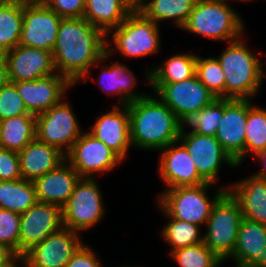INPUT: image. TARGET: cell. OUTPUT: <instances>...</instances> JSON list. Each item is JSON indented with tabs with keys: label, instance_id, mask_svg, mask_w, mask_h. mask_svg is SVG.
Returning a JSON list of instances; mask_svg holds the SVG:
<instances>
[{
	"label": "cell",
	"instance_id": "obj_22",
	"mask_svg": "<svg viewBox=\"0 0 266 267\" xmlns=\"http://www.w3.org/2000/svg\"><path fill=\"white\" fill-rule=\"evenodd\" d=\"M230 258L236 267H266V225L243 218Z\"/></svg>",
	"mask_w": 266,
	"mask_h": 267
},
{
	"label": "cell",
	"instance_id": "obj_27",
	"mask_svg": "<svg viewBox=\"0 0 266 267\" xmlns=\"http://www.w3.org/2000/svg\"><path fill=\"white\" fill-rule=\"evenodd\" d=\"M36 138V115H19L0 121V148L19 153Z\"/></svg>",
	"mask_w": 266,
	"mask_h": 267
},
{
	"label": "cell",
	"instance_id": "obj_30",
	"mask_svg": "<svg viewBox=\"0 0 266 267\" xmlns=\"http://www.w3.org/2000/svg\"><path fill=\"white\" fill-rule=\"evenodd\" d=\"M37 202L35 186L25 179L0 181V208L19 214Z\"/></svg>",
	"mask_w": 266,
	"mask_h": 267
},
{
	"label": "cell",
	"instance_id": "obj_36",
	"mask_svg": "<svg viewBox=\"0 0 266 267\" xmlns=\"http://www.w3.org/2000/svg\"><path fill=\"white\" fill-rule=\"evenodd\" d=\"M196 76L216 98L225 99V76L215 57L202 58L198 55Z\"/></svg>",
	"mask_w": 266,
	"mask_h": 267
},
{
	"label": "cell",
	"instance_id": "obj_4",
	"mask_svg": "<svg viewBox=\"0 0 266 267\" xmlns=\"http://www.w3.org/2000/svg\"><path fill=\"white\" fill-rule=\"evenodd\" d=\"M227 0H197L185 25V31L218 41H234L243 35L239 13Z\"/></svg>",
	"mask_w": 266,
	"mask_h": 267
},
{
	"label": "cell",
	"instance_id": "obj_13",
	"mask_svg": "<svg viewBox=\"0 0 266 267\" xmlns=\"http://www.w3.org/2000/svg\"><path fill=\"white\" fill-rule=\"evenodd\" d=\"M61 17L43 1L23 6V26L19 45L52 52Z\"/></svg>",
	"mask_w": 266,
	"mask_h": 267
},
{
	"label": "cell",
	"instance_id": "obj_20",
	"mask_svg": "<svg viewBox=\"0 0 266 267\" xmlns=\"http://www.w3.org/2000/svg\"><path fill=\"white\" fill-rule=\"evenodd\" d=\"M89 133L107 145L122 160L126 158L132 147L127 106L113 105L111 111L97 118Z\"/></svg>",
	"mask_w": 266,
	"mask_h": 267
},
{
	"label": "cell",
	"instance_id": "obj_28",
	"mask_svg": "<svg viewBox=\"0 0 266 267\" xmlns=\"http://www.w3.org/2000/svg\"><path fill=\"white\" fill-rule=\"evenodd\" d=\"M196 54H175L163 65L147 69L146 78L150 84H171L189 79L196 74Z\"/></svg>",
	"mask_w": 266,
	"mask_h": 267
},
{
	"label": "cell",
	"instance_id": "obj_24",
	"mask_svg": "<svg viewBox=\"0 0 266 267\" xmlns=\"http://www.w3.org/2000/svg\"><path fill=\"white\" fill-rule=\"evenodd\" d=\"M227 191L238 202L243 217L266 225V180L251 175L230 185Z\"/></svg>",
	"mask_w": 266,
	"mask_h": 267
},
{
	"label": "cell",
	"instance_id": "obj_8",
	"mask_svg": "<svg viewBox=\"0 0 266 267\" xmlns=\"http://www.w3.org/2000/svg\"><path fill=\"white\" fill-rule=\"evenodd\" d=\"M95 178H80L62 208L63 227L79 233L92 228L104 216L105 209Z\"/></svg>",
	"mask_w": 266,
	"mask_h": 267
},
{
	"label": "cell",
	"instance_id": "obj_16",
	"mask_svg": "<svg viewBox=\"0 0 266 267\" xmlns=\"http://www.w3.org/2000/svg\"><path fill=\"white\" fill-rule=\"evenodd\" d=\"M20 216L19 256L63 227L62 208L53 204L36 202Z\"/></svg>",
	"mask_w": 266,
	"mask_h": 267
},
{
	"label": "cell",
	"instance_id": "obj_41",
	"mask_svg": "<svg viewBox=\"0 0 266 267\" xmlns=\"http://www.w3.org/2000/svg\"><path fill=\"white\" fill-rule=\"evenodd\" d=\"M66 267H103L92 247L83 244L71 257Z\"/></svg>",
	"mask_w": 266,
	"mask_h": 267
},
{
	"label": "cell",
	"instance_id": "obj_14",
	"mask_svg": "<svg viewBox=\"0 0 266 267\" xmlns=\"http://www.w3.org/2000/svg\"><path fill=\"white\" fill-rule=\"evenodd\" d=\"M249 100L223 99V118L215 138L237 167L245 159L246 124Z\"/></svg>",
	"mask_w": 266,
	"mask_h": 267
},
{
	"label": "cell",
	"instance_id": "obj_44",
	"mask_svg": "<svg viewBox=\"0 0 266 267\" xmlns=\"http://www.w3.org/2000/svg\"><path fill=\"white\" fill-rule=\"evenodd\" d=\"M254 158H256L257 161L260 160L263 163L262 165H264V168L253 175L257 178L266 180V148L259 152Z\"/></svg>",
	"mask_w": 266,
	"mask_h": 267
},
{
	"label": "cell",
	"instance_id": "obj_11",
	"mask_svg": "<svg viewBox=\"0 0 266 267\" xmlns=\"http://www.w3.org/2000/svg\"><path fill=\"white\" fill-rule=\"evenodd\" d=\"M182 127L178 138L187 150L199 175L208 183H216L222 163L237 167L233 159L224 151L215 136L200 135Z\"/></svg>",
	"mask_w": 266,
	"mask_h": 267
},
{
	"label": "cell",
	"instance_id": "obj_47",
	"mask_svg": "<svg viewBox=\"0 0 266 267\" xmlns=\"http://www.w3.org/2000/svg\"><path fill=\"white\" fill-rule=\"evenodd\" d=\"M18 262L19 263L21 262L22 267H25V262H24L22 256H17L9 265H7L5 267H19L20 264ZM17 264H19V265H17Z\"/></svg>",
	"mask_w": 266,
	"mask_h": 267
},
{
	"label": "cell",
	"instance_id": "obj_37",
	"mask_svg": "<svg viewBox=\"0 0 266 267\" xmlns=\"http://www.w3.org/2000/svg\"><path fill=\"white\" fill-rule=\"evenodd\" d=\"M21 216L19 213L0 208V243L19 256Z\"/></svg>",
	"mask_w": 266,
	"mask_h": 267
},
{
	"label": "cell",
	"instance_id": "obj_3",
	"mask_svg": "<svg viewBox=\"0 0 266 267\" xmlns=\"http://www.w3.org/2000/svg\"><path fill=\"white\" fill-rule=\"evenodd\" d=\"M215 58L225 76V99L252 100L261 88L265 73L261 59L250 51L242 37L229 42Z\"/></svg>",
	"mask_w": 266,
	"mask_h": 267
},
{
	"label": "cell",
	"instance_id": "obj_15",
	"mask_svg": "<svg viewBox=\"0 0 266 267\" xmlns=\"http://www.w3.org/2000/svg\"><path fill=\"white\" fill-rule=\"evenodd\" d=\"M79 235L62 227L22 256L25 267H66L72 255L84 244Z\"/></svg>",
	"mask_w": 266,
	"mask_h": 267
},
{
	"label": "cell",
	"instance_id": "obj_23",
	"mask_svg": "<svg viewBox=\"0 0 266 267\" xmlns=\"http://www.w3.org/2000/svg\"><path fill=\"white\" fill-rule=\"evenodd\" d=\"M21 177L34 181L55 169L66 158L57 148L35 138L18 153Z\"/></svg>",
	"mask_w": 266,
	"mask_h": 267
},
{
	"label": "cell",
	"instance_id": "obj_29",
	"mask_svg": "<svg viewBox=\"0 0 266 267\" xmlns=\"http://www.w3.org/2000/svg\"><path fill=\"white\" fill-rule=\"evenodd\" d=\"M197 0H147L139 11L159 25V21L173 19L176 27L182 28L187 22Z\"/></svg>",
	"mask_w": 266,
	"mask_h": 267
},
{
	"label": "cell",
	"instance_id": "obj_12",
	"mask_svg": "<svg viewBox=\"0 0 266 267\" xmlns=\"http://www.w3.org/2000/svg\"><path fill=\"white\" fill-rule=\"evenodd\" d=\"M81 178H94L99 172L112 171L123 160L91 133H82L65 156Z\"/></svg>",
	"mask_w": 266,
	"mask_h": 267
},
{
	"label": "cell",
	"instance_id": "obj_32",
	"mask_svg": "<svg viewBox=\"0 0 266 267\" xmlns=\"http://www.w3.org/2000/svg\"><path fill=\"white\" fill-rule=\"evenodd\" d=\"M157 205L170 220L162 230L163 239L171 247L170 253L176 249L203 242L200 226L172 218L159 204Z\"/></svg>",
	"mask_w": 266,
	"mask_h": 267
},
{
	"label": "cell",
	"instance_id": "obj_31",
	"mask_svg": "<svg viewBox=\"0 0 266 267\" xmlns=\"http://www.w3.org/2000/svg\"><path fill=\"white\" fill-rule=\"evenodd\" d=\"M23 26V6L0 3V50L4 53L19 45Z\"/></svg>",
	"mask_w": 266,
	"mask_h": 267
},
{
	"label": "cell",
	"instance_id": "obj_5",
	"mask_svg": "<svg viewBox=\"0 0 266 267\" xmlns=\"http://www.w3.org/2000/svg\"><path fill=\"white\" fill-rule=\"evenodd\" d=\"M159 29L157 23L139 10H133L118 27L109 32L112 34L106 40L107 54L112 56L115 50L123 57H143L157 53L161 44Z\"/></svg>",
	"mask_w": 266,
	"mask_h": 267
},
{
	"label": "cell",
	"instance_id": "obj_25",
	"mask_svg": "<svg viewBox=\"0 0 266 267\" xmlns=\"http://www.w3.org/2000/svg\"><path fill=\"white\" fill-rule=\"evenodd\" d=\"M102 72L98 77V83L101 84L102 91L106 94L119 95L121 98L120 106H126L132 101L138 100L146 96L142 93H134L132 90L136 85V78L134 73L126 65H121L120 62L111 63V65H105V68H101Z\"/></svg>",
	"mask_w": 266,
	"mask_h": 267
},
{
	"label": "cell",
	"instance_id": "obj_40",
	"mask_svg": "<svg viewBox=\"0 0 266 267\" xmlns=\"http://www.w3.org/2000/svg\"><path fill=\"white\" fill-rule=\"evenodd\" d=\"M20 179L22 177L18 153L0 148V181Z\"/></svg>",
	"mask_w": 266,
	"mask_h": 267
},
{
	"label": "cell",
	"instance_id": "obj_1",
	"mask_svg": "<svg viewBox=\"0 0 266 267\" xmlns=\"http://www.w3.org/2000/svg\"><path fill=\"white\" fill-rule=\"evenodd\" d=\"M106 36L83 17L62 18L52 50L57 73L73 85L88 77L91 68L110 57L107 54Z\"/></svg>",
	"mask_w": 266,
	"mask_h": 267
},
{
	"label": "cell",
	"instance_id": "obj_49",
	"mask_svg": "<svg viewBox=\"0 0 266 267\" xmlns=\"http://www.w3.org/2000/svg\"><path fill=\"white\" fill-rule=\"evenodd\" d=\"M238 1H239V2H240V1H242V2H243V1H245V2H250L251 0H238Z\"/></svg>",
	"mask_w": 266,
	"mask_h": 267
},
{
	"label": "cell",
	"instance_id": "obj_6",
	"mask_svg": "<svg viewBox=\"0 0 266 267\" xmlns=\"http://www.w3.org/2000/svg\"><path fill=\"white\" fill-rule=\"evenodd\" d=\"M212 183L197 186L165 189L157 199L158 204L172 217L197 226L206 225L212 208L228 188H219L213 199L207 195Z\"/></svg>",
	"mask_w": 266,
	"mask_h": 267
},
{
	"label": "cell",
	"instance_id": "obj_7",
	"mask_svg": "<svg viewBox=\"0 0 266 267\" xmlns=\"http://www.w3.org/2000/svg\"><path fill=\"white\" fill-rule=\"evenodd\" d=\"M243 213L238 202L226 191L214 204L206 224L203 242L223 262L234 252Z\"/></svg>",
	"mask_w": 266,
	"mask_h": 267
},
{
	"label": "cell",
	"instance_id": "obj_43",
	"mask_svg": "<svg viewBox=\"0 0 266 267\" xmlns=\"http://www.w3.org/2000/svg\"><path fill=\"white\" fill-rule=\"evenodd\" d=\"M9 82L8 65L5 55L0 59V88Z\"/></svg>",
	"mask_w": 266,
	"mask_h": 267
},
{
	"label": "cell",
	"instance_id": "obj_9",
	"mask_svg": "<svg viewBox=\"0 0 266 267\" xmlns=\"http://www.w3.org/2000/svg\"><path fill=\"white\" fill-rule=\"evenodd\" d=\"M77 120L72 106L63 99L48 111L36 115V138L66 156L83 132Z\"/></svg>",
	"mask_w": 266,
	"mask_h": 267
},
{
	"label": "cell",
	"instance_id": "obj_38",
	"mask_svg": "<svg viewBox=\"0 0 266 267\" xmlns=\"http://www.w3.org/2000/svg\"><path fill=\"white\" fill-rule=\"evenodd\" d=\"M19 115L33 114L27 111L15 85L12 82H8L0 88V119L3 120Z\"/></svg>",
	"mask_w": 266,
	"mask_h": 267
},
{
	"label": "cell",
	"instance_id": "obj_39",
	"mask_svg": "<svg viewBox=\"0 0 266 267\" xmlns=\"http://www.w3.org/2000/svg\"><path fill=\"white\" fill-rule=\"evenodd\" d=\"M61 18H82L85 11V0H42Z\"/></svg>",
	"mask_w": 266,
	"mask_h": 267
},
{
	"label": "cell",
	"instance_id": "obj_18",
	"mask_svg": "<svg viewBox=\"0 0 266 267\" xmlns=\"http://www.w3.org/2000/svg\"><path fill=\"white\" fill-rule=\"evenodd\" d=\"M9 82L32 81L56 74L52 52L17 45L5 53Z\"/></svg>",
	"mask_w": 266,
	"mask_h": 267
},
{
	"label": "cell",
	"instance_id": "obj_17",
	"mask_svg": "<svg viewBox=\"0 0 266 267\" xmlns=\"http://www.w3.org/2000/svg\"><path fill=\"white\" fill-rule=\"evenodd\" d=\"M24 101L27 111L38 115L59 104L66 97L67 89L74 86L59 73L32 81L13 83Z\"/></svg>",
	"mask_w": 266,
	"mask_h": 267
},
{
	"label": "cell",
	"instance_id": "obj_45",
	"mask_svg": "<svg viewBox=\"0 0 266 267\" xmlns=\"http://www.w3.org/2000/svg\"><path fill=\"white\" fill-rule=\"evenodd\" d=\"M42 0H0V3L18 4V5H30L41 2Z\"/></svg>",
	"mask_w": 266,
	"mask_h": 267
},
{
	"label": "cell",
	"instance_id": "obj_42",
	"mask_svg": "<svg viewBox=\"0 0 266 267\" xmlns=\"http://www.w3.org/2000/svg\"><path fill=\"white\" fill-rule=\"evenodd\" d=\"M17 256L13 250L0 243V267L9 265Z\"/></svg>",
	"mask_w": 266,
	"mask_h": 267
},
{
	"label": "cell",
	"instance_id": "obj_35",
	"mask_svg": "<svg viewBox=\"0 0 266 267\" xmlns=\"http://www.w3.org/2000/svg\"><path fill=\"white\" fill-rule=\"evenodd\" d=\"M223 118V99L217 98L212 104L204 107L198 113L192 114L184 123L200 135L215 136L220 121Z\"/></svg>",
	"mask_w": 266,
	"mask_h": 267
},
{
	"label": "cell",
	"instance_id": "obj_34",
	"mask_svg": "<svg viewBox=\"0 0 266 267\" xmlns=\"http://www.w3.org/2000/svg\"><path fill=\"white\" fill-rule=\"evenodd\" d=\"M169 254L179 267H220L223 264L204 242L176 249Z\"/></svg>",
	"mask_w": 266,
	"mask_h": 267
},
{
	"label": "cell",
	"instance_id": "obj_48",
	"mask_svg": "<svg viewBox=\"0 0 266 267\" xmlns=\"http://www.w3.org/2000/svg\"><path fill=\"white\" fill-rule=\"evenodd\" d=\"M4 55H5V53L2 52V51L0 50V59H1Z\"/></svg>",
	"mask_w": 266,
	"mask_h": 267
},
{
	"label": "cell",
	"instance_id": "obj_2",
	"mask_svg": "<svg viewBox=\"0 0 266 267\" xmlns=\"http://www.w3.org/2000/svg\"><path fill=\"white\" fill-rule=\"evenodd\" d=\"M126 106L132 147L161 151L178 141L183 122L160 98L146 95Z\"/></svg>",
	"mask_w": 266,
	"mask_h": 267
},
{
	"label": "cell",
	"instance_id": "obj_10",
	"mask_svg": "<svg viewBox=\"0 0 266 267\" xmlns=\"http://www.w3.org/2000/svg\"><path fill=\"white\" fill-rule=\"evenodd\" d=\"M150 85L156 97L160 98L183 123L192 114L198 113L217 99L196 74L181 82Z\"/></svg>",
	"mask_w": 266,
	"mask_h": 267
},
{
	"label": "cell",
	"instance_id": "obj_26",
	"mask_svg": "<svg viewBox=\"0 0 266 267\" xmlns=\"http://www.w3.org/2000/svg\"><path fill=\"white\" fill-rule=\"evenodd\" d=\"M132 11L123 0H85L83 18L108 36Z\"/></svg>",
	"mask_w": 266,
	"mask_h": 267
},
{
	"label": "cell",
	"instance_id": "obj_21",
	"mask_svg": "<svg viewBox=\"0 0 266 267\" xmlns=\"http://www.w3.org/2000/svg\"><path fill=\"white\" fill-rule=\"evenodd\" d=\"M80 178L78 172L65 159L55 169L33 181L37 202L63 208Z\"/></svg>",
	"mask_w": 266,
	"mask_h": 267
},
{
	"label": "cell",
	"instance_id": "obj_46",
	"mask_svg": "<svg viewBox=\"0 0 266 267\" xmlns=\"http://www.w3.org/2000/svg\"><path fill=\"white\" fill-rule=\"evenodd\" d=\"M132 10H139L146 0H123Z\"/></svg>",
	"mask_w": 266,
	"mask_h": 267
},
{
	"label": "cell",
	"instance_id": "obj_19",
	"mask_svg": "<svg viewBox=\"0 0 266 267\" xmlns=\"http://www.w3.org/2000/svg\"><path fill=\"white\" fill-rule=\"evenodd\" d=\"M161 150L158 171L167 189L206 183L199 175L192 157L180 142L171 143Z\"/></svg>",
	"mask_w": 266,
	"mask_h": 267
},
{
	"label": "cell",
	"instance_id": "obj_33",
	"mask_svg": "<svg viewBox=\"0 0 266 267\" xmlns=\"http://www.w3.org/2000/svg\"><path fill=\"white\" fill-rule=\"evenodd\" d=\"M249 100V111L246 124L245 157H254L266 148V109L258 107ZM248 153V154H247Z\"/></svg>",
	"mask_w": 266,
	"mask_h": 267
}]
</instances>
